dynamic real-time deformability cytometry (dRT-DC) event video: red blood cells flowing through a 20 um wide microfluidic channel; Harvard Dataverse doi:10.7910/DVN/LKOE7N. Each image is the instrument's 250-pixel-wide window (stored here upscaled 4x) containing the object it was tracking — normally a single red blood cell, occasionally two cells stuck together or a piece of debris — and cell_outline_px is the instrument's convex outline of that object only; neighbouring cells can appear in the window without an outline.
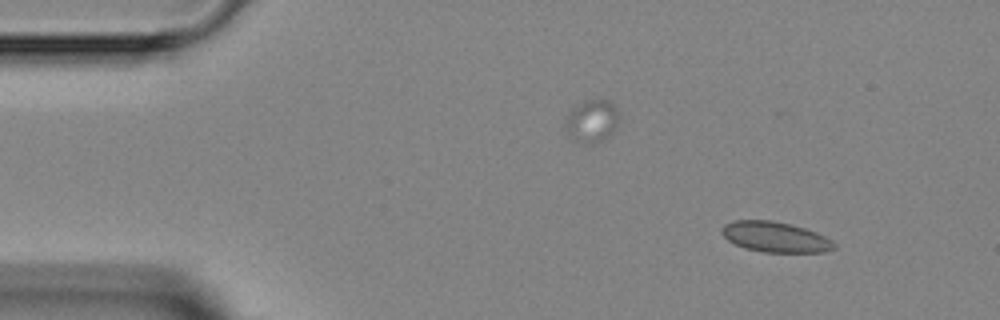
{"species": "Egyptian fruit bat (a non-hibernating species)", "species_latin": "Rousettus aegyptiacus", "temperature_condition": "room temperature", "stored_images_in_passage": 3, "camera_frame_rate_fps": 3000, "um_per_image_px": 0.085, "animal": {"sex": "female"}, "frame": {"image": 1, "passage_image": 1, "time_ms": 0.0, "image_size_px": [1000, 320], "cell_outline_px": [[836, 248], [824, 252], [764, 252], [744, 248], [728, 240], [720, 232], [720, 228], [724, 224], [732, 220], [772, 220], [792, 224], [816, 232], [832, 240], [836, 244]], "centroid_in_image_um": [65.88, 20.13], "position_along_channel_um": 19.1, "area_um2": 20.06}}